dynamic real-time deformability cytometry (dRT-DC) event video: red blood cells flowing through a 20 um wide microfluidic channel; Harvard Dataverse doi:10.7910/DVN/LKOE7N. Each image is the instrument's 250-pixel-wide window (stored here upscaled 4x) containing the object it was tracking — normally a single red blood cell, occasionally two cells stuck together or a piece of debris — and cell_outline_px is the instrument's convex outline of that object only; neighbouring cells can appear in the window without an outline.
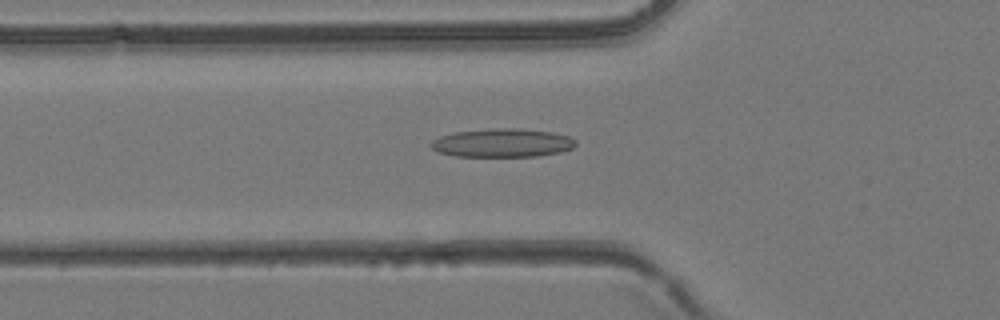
{"species": "common noctule bat (a hibernating species)", "species_latin": "Nyctalus noctula", "temperature_condition": "room temperature", "stored_images_in_passage": 45, "segment_of_instrument_passage": [1, 2], "camera_frame_rate_fps": 3000, "um_per_image_px": 0.085, "animal": {"sex": "female", "body_mass_g": 24.6, "forearm_length_mm": 56.2}, "frame": {"image": 1, "passage_image": 16, "time_ms": 5.0, "image_size_px": [1000, 320], "cell_outline_px": [[576, 144], [572, 148], [560, 152], [536, 156], [456, 156], [436, 152], [428, 144], [432, 140], [440, 136], [456, 132], [496, 128], [520, 128], [552, 132], [568, 136], [576, 140]], "centroid_in_image_um": [42.68, 12.14], "position_along_channel_um": 83.1, "area_um2": 24.04}}
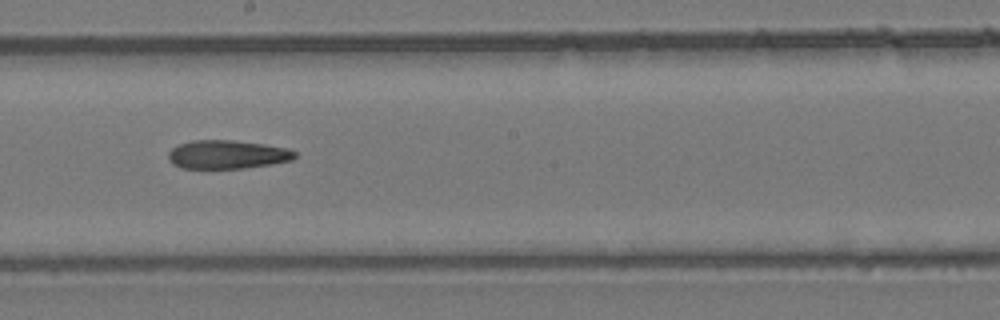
{"frame": {"image": 2, "passage_image": 25, "time_ms": 8.0, "image_size_px": [1000, 320], "cell_outline_px": [[296, 156], [292, 160], [244, 168], [180, 168], [172, 164], [168, 160], [168, 152], [172, 148], [180, 144], [192, 140], [232, 140], [264, 144], [288, 148], [296, 152]], "centroid_in_image_um": [19.29, 13.13], "position_along_channel_um": 228.9, "area_um2": 21.04}}
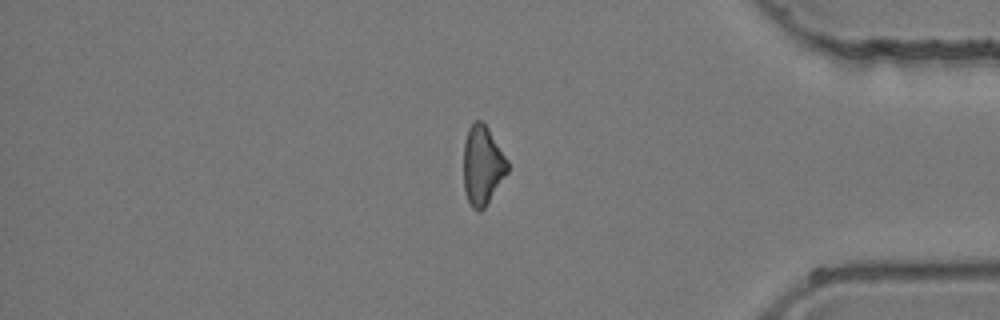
{"frame": {"image": 3, "passage_image": 37, "time_ms": 12.0, "image_size_px": [1000, 320], "cell_outline_px": [[508, 172], [484, 208], [480, 212], [472, 208], [468, 200], [464, 188], [464, 140], [468, 128], [476, 120], [480, 120], [488, 128], [508, 160]], "centroid_in_image_um": [41.01, 14.05], "position_along_channel_um": 394.2, "area_um2": 20.17}}